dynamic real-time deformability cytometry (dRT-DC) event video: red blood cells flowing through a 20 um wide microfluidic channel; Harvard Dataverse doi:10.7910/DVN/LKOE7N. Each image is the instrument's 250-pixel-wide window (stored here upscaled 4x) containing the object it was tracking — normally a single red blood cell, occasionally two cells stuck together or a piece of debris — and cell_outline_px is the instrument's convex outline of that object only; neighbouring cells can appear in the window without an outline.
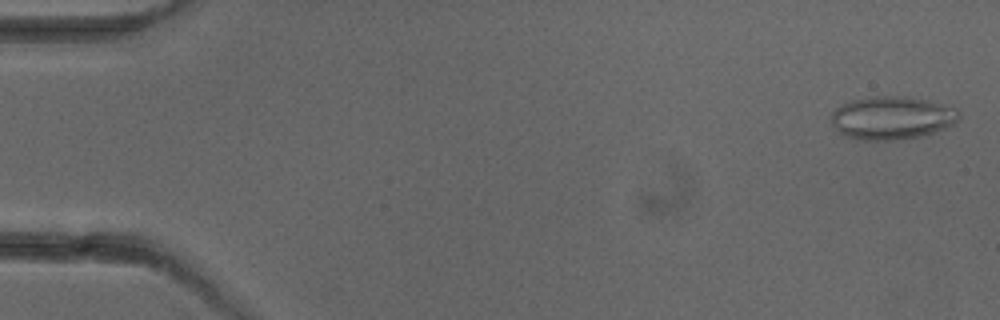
{"species": "common noctule bat (a hibernating species)", "species_latin": "Nyctalus noctula", "temperature_condition": "cold", "stored_images_in_passage": 4, "camera_frame_rate_fps": 3000, "um_per_image_px": 0.085, "animal": {"sex": "female"}, "frame": {"image": 1, "passage_image": 1, "time_ms": 0.0, "image_size_px": [1000, 320], "cell_outline_px": [[960, 116], [952, 124], [944, 128], [920, 136], [892, 140], [864, 140], [848, 136], [840, 132], [832, 124], [832, 112], [836, 108], [852, 100], [868, 96], [908, 96], [928, 100], [956, 108], [960, 112]], "centroid_in_image_um": [75.82, 9.99], "position_along_channel_um": 9.2, "area_um2": 31.79}}